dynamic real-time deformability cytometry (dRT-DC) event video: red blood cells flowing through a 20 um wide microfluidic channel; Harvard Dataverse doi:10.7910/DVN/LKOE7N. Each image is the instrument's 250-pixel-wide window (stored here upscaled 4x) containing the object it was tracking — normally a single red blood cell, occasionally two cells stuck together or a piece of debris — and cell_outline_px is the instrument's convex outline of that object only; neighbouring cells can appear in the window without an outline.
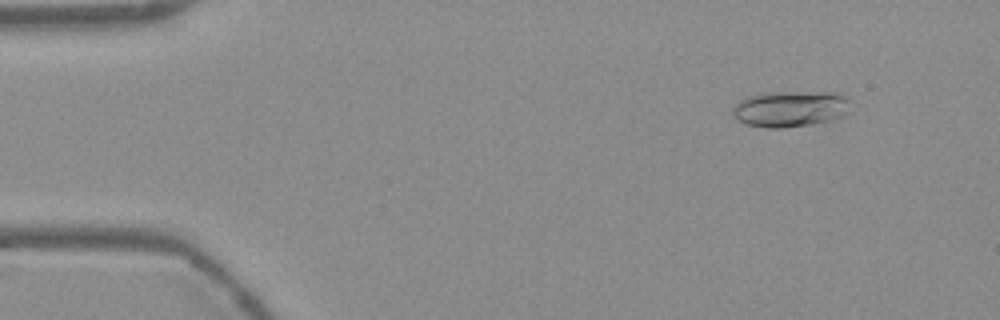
{"species": "Egyptian fruit bat (a non-hibernating species)", "species_latin": "Rousettus aegyptiacus", "temperature_condition": "warm", "stored_images_in_passage": 54, "camera_frame_rate_fps": 3000, "um_per_image_px": 0.085, "frame": {"image": 1, "passage_image": 6, "time_ms": 1.667, "image_size_px": [1000, 320], "cell_outline_px": [[848, 112], [844, 116], [812, 124], [784, 128], [768, 128], [748, 124], [740, 120], [732, 112], [732, 108], [740, 100], [748, 96], [768, 92], [840, 92], [848, 96]], "centroid_in_image_um": [67.21, 9.23], "position_along_channel_um": 17.8, "area_um2": 24.74}}
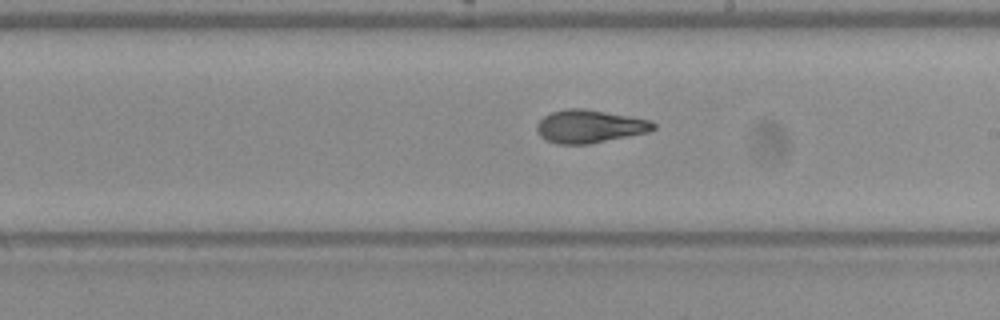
{"frame": {"image": 2, "passage_image": 31, "time_ms": 10.0, "image_size_px": [1000, 320], "cell_outline_px": [[656, 128], [648, 132], [588, 144], [556, 144], [540, 136], [536, 132], [536, 124], [544, 116], [552, 112], [568, 108], [584, 108], [652, 120], [656, 124]], "centroid_in_image_um": [50.11, 10.74], "position_along_channel_um": 238.9, "area_um2": 22.43}}
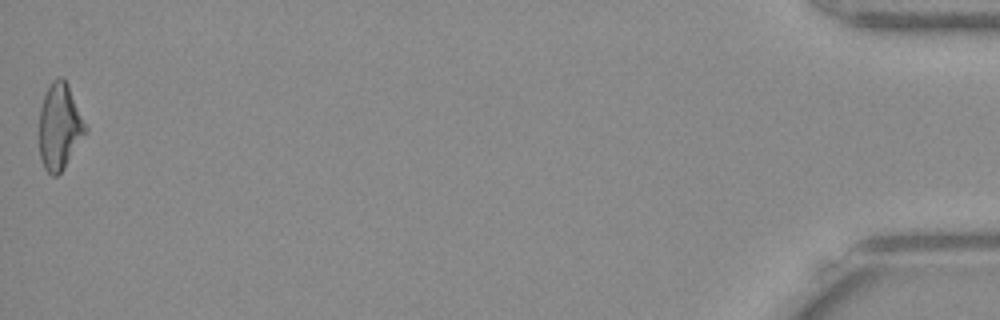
{"frame": {"image": 3, "passage_image": 54, "time_ms": 17.667, "image_size_px": [1000, 320], "cell_outline_px": [[88, 132], [64, 168], [56, 176], [52, 176], [44, 168], [40, 156], [40, 108], [44, 96], [52, 80], [60, 76], [68, 84], [88, 128]], "centroid_in_image_um": [5.09, 10.77], "position_along_channel_um": 430.1, "area_um2": 23.18}, "authors_computed_cell_mechanics": {"area_um2": 22.542, "velocity_mm_per_s": 3.7886, "shape_relaxation_time_tau1_ms": 8.7384, "shape_relaxation_time_tau2_ms": 2.9329, "deformation_change_tau1": 0.2583, "deformation_change_tau2": 0.061}}